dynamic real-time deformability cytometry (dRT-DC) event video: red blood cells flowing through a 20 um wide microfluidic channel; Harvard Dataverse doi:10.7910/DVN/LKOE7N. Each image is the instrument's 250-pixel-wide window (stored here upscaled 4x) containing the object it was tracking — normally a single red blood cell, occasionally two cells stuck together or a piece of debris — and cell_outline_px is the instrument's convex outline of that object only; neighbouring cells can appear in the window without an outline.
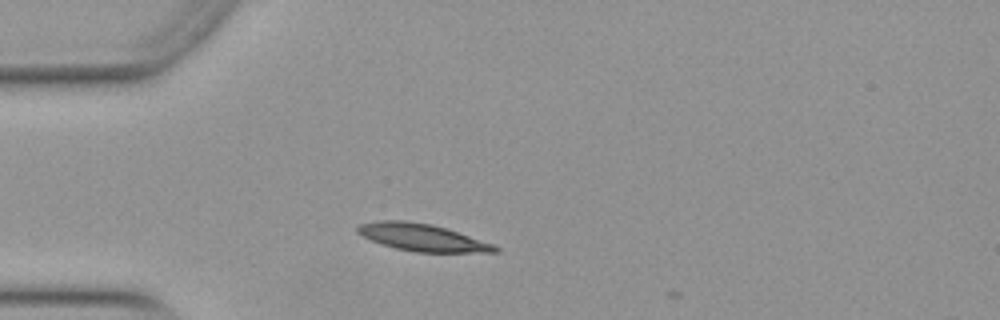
{"species": "Egyptian fruit bat (a non-hibernating species)", "species_latin": "Rousettus aegyptiacus", "temperature_condition": "warm", "stored_images_in_passage": 2, "camera_frame_rate_fps": 3000, "um_per_image_px": 0.085, "animal": {"sex": "female"}, "frame": {"image": 1, "passage_image": 1, "time_ms": 0.0, "image_size_px": [1000, 320], "cell_outline_px": [[500, 252], [416, 252], [396, 248], [380, 244], [356, 232], [356, 228], [360, 224], [380, 220], [404, 220], [432, 224], [448, 228], [492, 244], [500, 248]], "centroid_in_image_um": [35.89, 20.17], "position_along_channel_um": 49.1, "area_um2": 21.73}}